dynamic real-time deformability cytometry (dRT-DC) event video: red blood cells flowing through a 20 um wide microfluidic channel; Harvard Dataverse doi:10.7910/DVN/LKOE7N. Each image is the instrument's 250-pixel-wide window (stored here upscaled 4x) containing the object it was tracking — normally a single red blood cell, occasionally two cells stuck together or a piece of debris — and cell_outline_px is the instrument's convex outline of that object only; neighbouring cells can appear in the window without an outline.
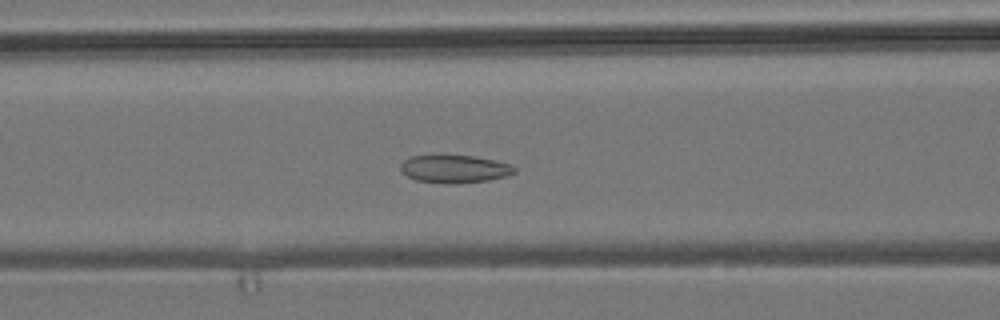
{"species": "common noctule bat (a hibernating species)", "species_latin": "Nyctalus noctula", "temperature_condition": "room temperature", "stored_images_in_passage": 49, "camera_frame_rate_fps": 3000, "um_per_image_px": 0.085, "animal": {"sex": "male", "body_mass_g": 19.2, "forearm_length_mm": 51.8}, "frame": {"image": 1, "passage_image": 16, "time_ms": 5.0, "image_size_px": [1000, 320], "cell_outline_px": [[516, 172], [508, 176], [488, 180], [416, 180], [408, 176], [400, 168], [400, 164], [408, 156], [472, 156], [496, 160], [512, 164], [516, 168]], "centroid_in_image_um": [38.7, 14.3], "position_along_channel_um": 127.9, "area_um2": 17.34}}
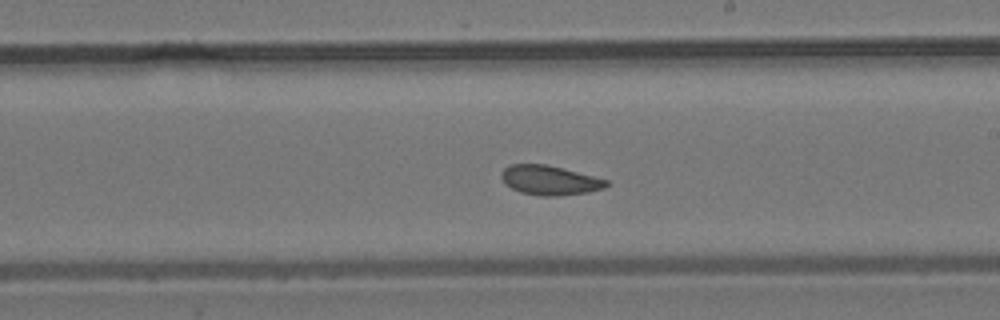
{"frame": {"image": 2, "passage_image": 25, "time_ms": 8.0, "image_size_px": [1000, 320], "cell_outline_px": [[612, 184], [604, 188], [588, 192], [560, 196], [536, 196], [520, 192], [504, 184], [500, 176], [500, 172], [508, 164], [544, 164], [608, 180]], "centroid_in_image_um": [46.68, 15.33], "position_along_channel_um": 242.3, "area_um2": 18.15}}
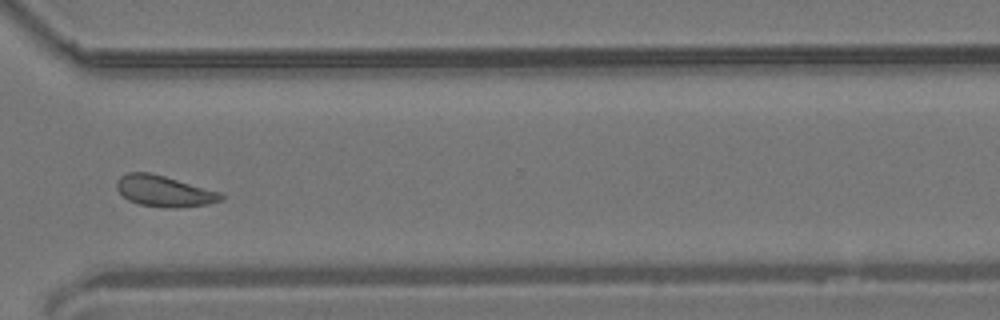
{"frame": {"image": 3, "passage_image": 34, "time_ms": 11.0, "image_size_px": [1000, 320], "cell_outline_px": [[224, 200], [208, 204], [176, 208], [168, 208], [140, 204], [128, 200], [116, 188], [116, 180], [120, 176], [128, 172], [148, 172], [164, 176], [224, 192]], "centroid_in_image_um": [14.0, 16.24], "position_along_channel_um": 356.6, "area_um2": 19.07}, "authors_computed_cell_mechanics": {"area_um2": 18.785, "velocity_mm_per_s": 3.8188, "shape_relaxation_time_tau1_ms": null, "shape_relaxation_time_tau2_ms": 2.433, "deformation_change_tau1": null, "deformation_change_tau2": 0.0796}}